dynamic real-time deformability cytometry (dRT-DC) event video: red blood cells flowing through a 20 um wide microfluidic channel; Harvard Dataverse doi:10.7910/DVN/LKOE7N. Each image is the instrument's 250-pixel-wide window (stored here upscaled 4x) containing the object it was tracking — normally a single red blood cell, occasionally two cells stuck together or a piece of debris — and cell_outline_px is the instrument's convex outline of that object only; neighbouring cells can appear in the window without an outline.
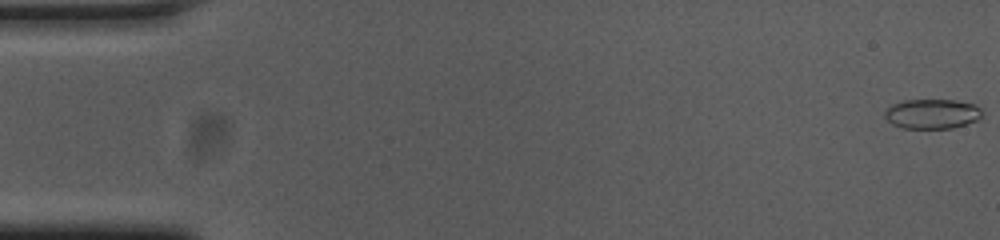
{"species": "common noctule bat (a hibernating species)", "species_latin": "Nyctalus noctula", "temperature_condition": "cold", "stored_images_in_passage": 55, "camera_frame_rate_fps": 3000, "um_per_image_px": 0.085, "animal": {"sex": "female", "body_mass_g": 23.0, "forearm_length_mm": 53.4}, "frame": {"image": 1, "passage_image": 1, "time_ms": 0.0, "image_size_px": [1000, 240], "cell_outline_px": [[980, 116], [976, 120], [952, 128], [900, 128], [892, 124], [884, 116], [884, 112], [892, 104], [904, 100], [956, 100], [976, 104], [980, 108]], "centroid_in_image_um": [79.19, 9.67], "position_along_channel_um": 5.8, "area_um2": 16.76}}
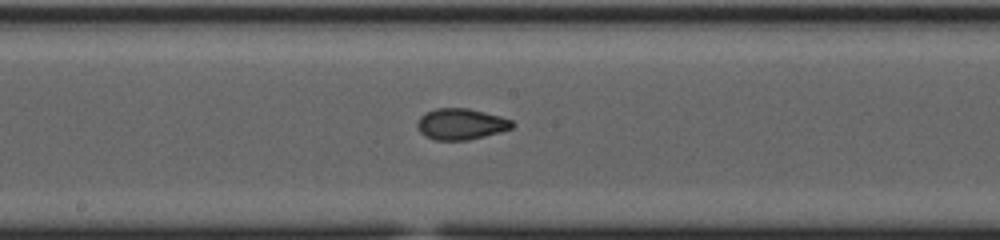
{"frame": {"image": 2, "passage_image": 29, "time_ms": 9.333, "image_size_px": [1000, 240], "cell_outline_px": [[516, 124], [512, 128], [500, 132], [468, 140], [436, 140], [424, 136], [416, 128], [416, 124], [420, 116], [424, 112], [436, 108], [468, 108], [500, 116], [512, 120]], "centroid_in_image_um": [39.16, 10.54], "position_along_channel_um": 209.0, "area_um2": 17.4}}
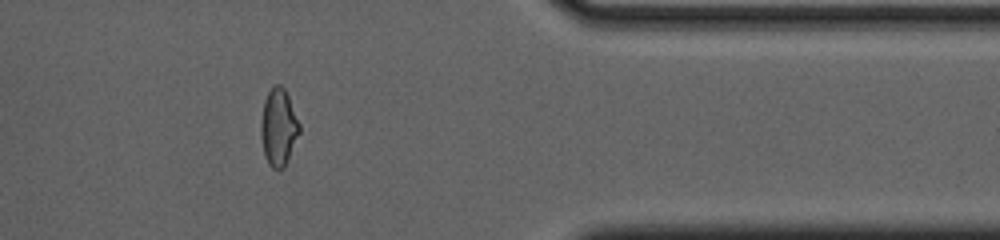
{"frame": {"image": 3, "passage_image": 45, "time_ms": 14.667, "image_size_px": [1000, 240], "cell_outline_px": [[300, 132], [284, 168], [272, 168], [268, 164], [264, 156], [260, 136], [260, 124], [264, 100], [272, 84], [280, 84], [284, 88], [288, 96], [300, 124]], "centroid_in_image_um": [23.66, 10.81], "position_along_channel_um": 387.7, "area_um2": 17.46}, "authors_computed_cell_mechanics": {"area_um2": 17.3978, "velocity_mm_per_s": 3.7438, "shape_relaxation_time_tau1_ms": 5.4981, "shape_relaxation_time_tau2_ms": 1.6176, "deformation_change_tau1": 0.1716, "deformation_change_tau2": 0.0683}}